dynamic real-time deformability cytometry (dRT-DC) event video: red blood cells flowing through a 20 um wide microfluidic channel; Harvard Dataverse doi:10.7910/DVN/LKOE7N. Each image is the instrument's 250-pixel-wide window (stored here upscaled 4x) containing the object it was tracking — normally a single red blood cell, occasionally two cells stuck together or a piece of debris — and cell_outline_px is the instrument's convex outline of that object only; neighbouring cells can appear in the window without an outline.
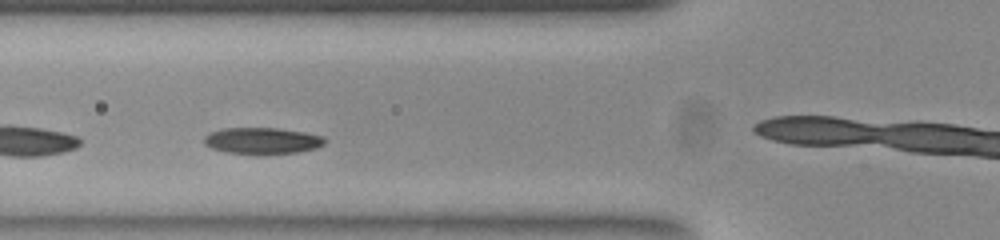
{"species": "common noctule bat (a hibernating species)", "species_latin": "Nyctalus noctula", "temperature_condition": "room temperature", "stored_images_in_passage": 26, "camera_frame_rate_fps": 3000, "um_per_image_px": 0.085, "animal": {"sex": "female", "body_mass_g": 23.0, "forearm_length_mm": 53.4}, "frame": {"image": 1, "passage_image": 5, "time_ms": 1.333, "image_size_px": [1000, 240], "cell_outline_px": [[324, 144], [316, 148], [296, 152], [224, 152], [212, 148], [204, 144], [204, 136], [208, 132], [220, 128], [276, 128], [304, 132], [324, 136]], "centroid_in_image_um": [22.24, 11.92], "position_along_channel_um": 103.6, "area_um2": 18.03}, "authors_computed_cell_mechanics": {"area_um2": 18.7272, "velocity_mm_per_s": 3.7787, "shape_relaxation_time_tau1_ms": 2.8562, "shape_relaxation_time_tau2_ms": null, "deformation_change_tau1": 0.1211, "deformation_change_tau2": null}}